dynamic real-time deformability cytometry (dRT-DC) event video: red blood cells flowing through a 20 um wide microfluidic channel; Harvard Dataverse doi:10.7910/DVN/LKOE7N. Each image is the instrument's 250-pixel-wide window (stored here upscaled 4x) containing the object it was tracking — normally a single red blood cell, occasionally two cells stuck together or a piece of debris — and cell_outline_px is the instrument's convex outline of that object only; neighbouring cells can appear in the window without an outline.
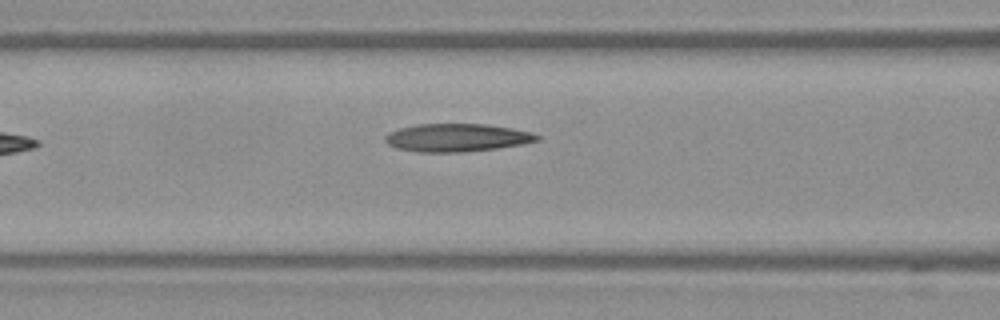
{"species": "Egyptian fruit bat (a non-hibernating species)", "species_latin": "Rousettus aegyptiacus", "temperature_condition": "warm", "stored_images_in_passage": 7, "segment_of_instrument_passage": [1, 2], "camera_frame_rate_fps": 3000, "um_per_image_px": 0.085, "frame": {"image": 1, "passage_image": 6, "time_ms": 1.667, "image_size_px": [1000, 320], "cell_outline_px": [[540, 140], [524, 144], [496, 148], [464, 152], [416, 152], [396, 148], [388, 144], [384, 140], [384, 136], [388, 132], [400, 128], [416, 124], [484, 124], [512, 128], [532, 132], [540, 136]], "centroid_in_image_um": [38.82, 11.7], "position_along_channel_um": 127.8, "area_um2": 24.91}}